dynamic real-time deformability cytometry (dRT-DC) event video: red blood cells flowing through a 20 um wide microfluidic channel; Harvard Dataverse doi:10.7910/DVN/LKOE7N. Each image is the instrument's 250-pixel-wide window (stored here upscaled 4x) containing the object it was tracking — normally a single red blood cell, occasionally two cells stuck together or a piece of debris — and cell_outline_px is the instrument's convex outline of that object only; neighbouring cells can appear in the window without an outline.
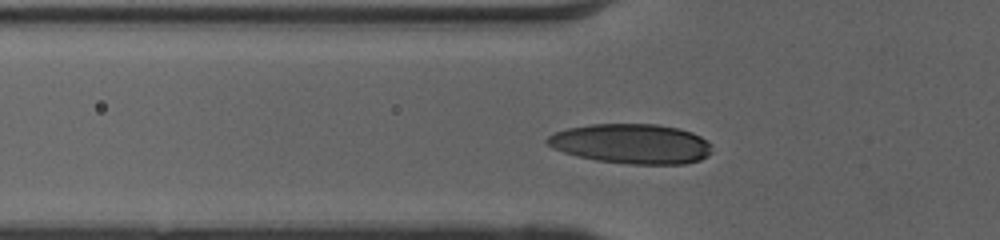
{"species": "human", "species_latin": "Homo sapiens", "temperature_condition": "cold", "stored_images_in_passage": 35, "camera_frame_rate_fps": 3000, "um_per_image_px": 0.085, "donor": {"sex": "female"}, "frame": {"image": 1, "passage_image": 9, "time_ms": 2.667, "image_size_px": [1000, 240], "cell_outline_px": [[712, 152], [708, 156], [700, 160], [684, 164], [628, 164], [596, 160], [564, 152], [552, 148], [544, 140], [548, 136], [556, 132], [568, 128], [592, 124], [656, 124], [680, 128], [692, 132], [708, 140], [712, 144]], "centroid_in_image_um": [53.73, 12.22], "position_along_channel_um": 72.1, "area_um2": 38.38}}
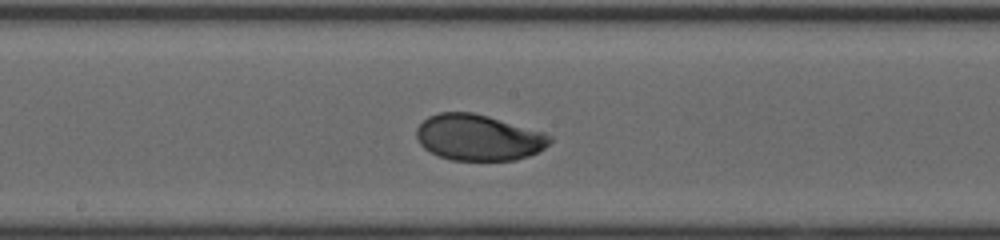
{"frame": {"image": 2, "passage_image": 19, "time_ms": 6.0, "image_size_px": [1000, 240], "cell_outline_px": [[552, 140], [544, 148], [528, 156], [516, 160], [452, 160], [440, 156], [424, 148], [420, 144], [416, 136], [416, 128], [428, 116], [440, 112], [472, 112], [488, 116], [544, 132], [552, 136]], "centroid_in_image_um": [40.67, 11.68], "position_along_channel_um": 207.5, "area_um2": 35.66}}
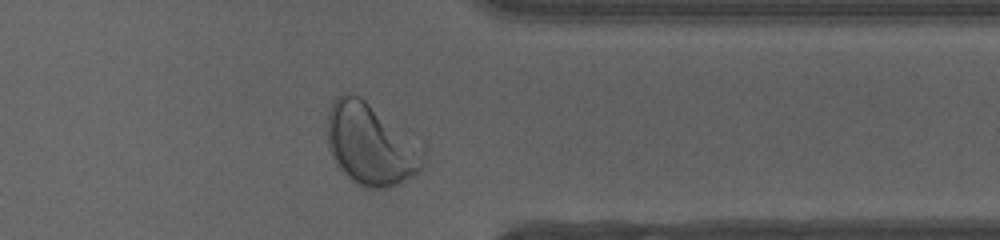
{"frame": {"image": 3, "passage_image": 32, "time_ms": 10.333, "image_size_px": [1000, 240], "cell_outline_px": [[424, 164], [420, 172], [388, 188], [364, 188], [356, 184], [336, 164], [328, 148], [328, 108], [332, 100], [336, 96], [344, 92], [352, 92], [360, 96], [424, 152]], "centroid_in_image_um": [31.42, 12.28], "position_along_channel_um": 380.0, "area_um2": 44.62}, "authors_computed_cell_mechanics": {"area_um2": 35.6626, "velocity_mm_per_s": 4.0696, "shape_relaxation_time_tau1_ms": 2.5024, "shape_relaxation_time_tau2_ms": 2.1172, "deformation_change_tau1": 0.1277, "deformation_change_tau2": 0.0546}}